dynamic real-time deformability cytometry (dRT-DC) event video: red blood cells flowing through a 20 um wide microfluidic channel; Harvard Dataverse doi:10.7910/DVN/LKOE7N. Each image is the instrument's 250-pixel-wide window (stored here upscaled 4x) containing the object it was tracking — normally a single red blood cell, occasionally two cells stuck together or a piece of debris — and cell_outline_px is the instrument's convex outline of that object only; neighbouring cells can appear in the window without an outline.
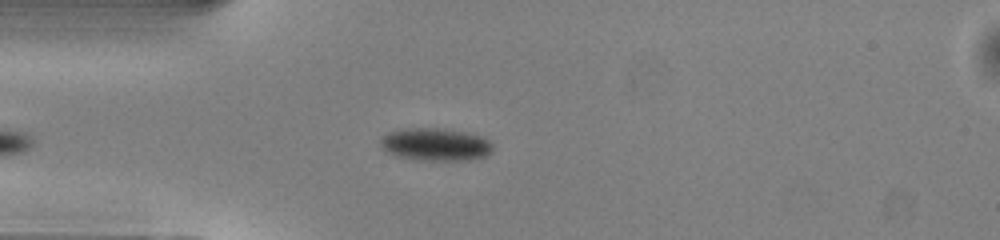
{"species": "common noctule bat (a hibernating species)", "species_latin": "Nyctalus noctula", "temperature_condition": "warm", "stored_images_in_passage": 37, "camera_frame_rate_fps": 3000, "um_per_image_px": 0.085, "animal": {"sex": "male", "body_mass_g": 13.0, "forearm_length_mm": 53.1}, "frame": {"image": 1, "passage_image": 2, "time_ms": 0.333, "image_size_px": [1000, 240], "cell_outline_px": [[492, 152], [484, 156], [472, 160], [424, 160], [396, 156], [388, 152], [380, 144], [380, 140], [388, 132], [400, 128], [444, 128], [464, 132], [480, 136], [488, 140], [492, 144]], "centroid_in_image_um": [37.02, 12.27], "position_along_channel_um": 48.0, "area_um2": 21.33}}
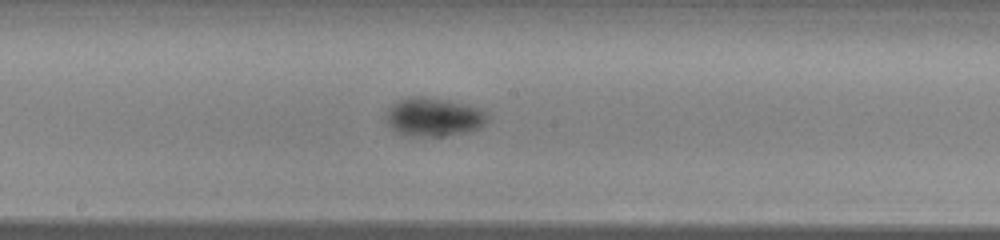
{"frame": {"image": 2, "passage_image": 15, "time_ms": 4.667, "image_size_px": [1000, 240], "cell_outline_px": [[488, 120], [480, 128], [464, 132], [444, 136], [404, 136], [396, 132], [388, 124], [384, 116], [388, 108], [392, 104], [400, 100], [412, 96], [424, 96], [444, 100], [476, 108], [484, 112]], "centroid_in_image_um": [36.78, 9.97], "position_along_channel_um": 211.4, "area_um2": 22.54}}
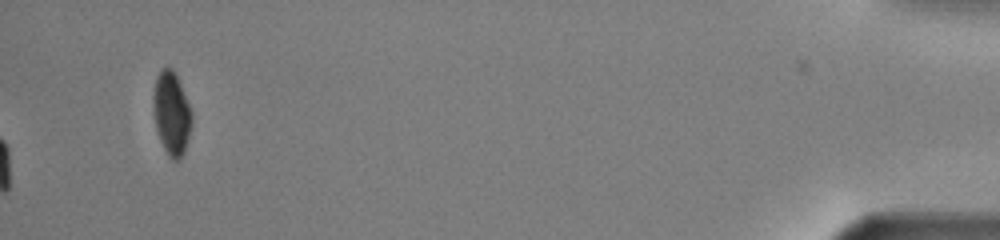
{"frame": {"image": 3, "passage_image": 37, "time_ms": 12.0, "image_size_px": [1000, 240], "cell_outline_px": [[192, 120], [184, 152], [180, 160], [172, 160], [168, 156], [160, 140], [156, 128], [152, 108], [152, 96], [156, 76], [168, 64], [172, 68], [180, 84], [192, 112]], "centroid_in_image_um": [14.55, 9.63], "position_along_channel_um": 420.6, "area_um2": 18.67}, "authors_computed_cell_mechanics": {"area_um2": 21.7328, "velocity_mm_per_s": 4.0265, "shape_relaxation_time_tau1_ms": 2.1004, "shape_relaxation_time_tau2_ms": null, "deformation_change_tau1": 0.0829, "deformation_change_tau2": null}}